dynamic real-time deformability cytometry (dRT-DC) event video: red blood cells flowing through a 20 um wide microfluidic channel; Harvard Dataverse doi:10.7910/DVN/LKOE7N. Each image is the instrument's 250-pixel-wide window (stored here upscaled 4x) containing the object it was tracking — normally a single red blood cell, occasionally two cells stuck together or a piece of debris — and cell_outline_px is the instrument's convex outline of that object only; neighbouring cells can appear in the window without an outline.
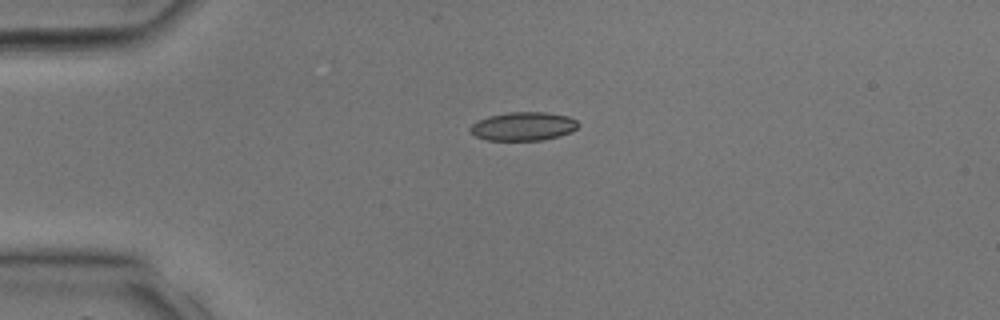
{"species": "common noctule bat (a hibernating species)", "species_latin": "Nyctalus noctula", "temperature_condition": "room temperature", "stored_images_in_passage": 4, "camera_frame_rate_fps": 3000, "um_per_image_px": 0.085, "animal": {"sex": "male", "body_mass_g": 17.9, "forearm_length_mm": 54.2}, "frame": {"image": 1, "passage_image": 3, "time_ms": 0.667, "image_size_px": [1000, 320], "cell_outline_px": [[580, 124], [572, 132], [560, 136], [540, 140], [488, 140], [476, 136], [468, 128], [476, 120], [488, 116], [508, 112], [544, 112], [568, 116], [576, 120]], "centroid_in_image_um": [44.48, 10.73], "position_along_channel_um": 40.5, "area_um2": 18.03}}